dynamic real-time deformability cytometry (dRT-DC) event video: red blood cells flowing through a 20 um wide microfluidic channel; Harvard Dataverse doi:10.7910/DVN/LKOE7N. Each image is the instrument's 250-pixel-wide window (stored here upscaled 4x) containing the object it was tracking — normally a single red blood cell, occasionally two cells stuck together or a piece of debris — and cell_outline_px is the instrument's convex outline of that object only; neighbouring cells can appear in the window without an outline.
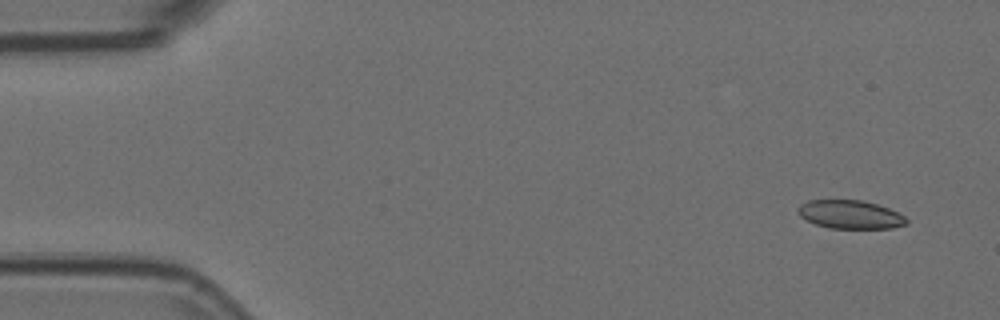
{"species": "Egyptian fruit bat (a non-hibernating species)", "species_latin": "Rousettus aegyptiacus", "temperature_condition": "room temperature", "stored_images_in_passage": 7, "camera_frame_rate_fps": 3000, "um_per_image_px": 0.085, "animal": {"sex": "female"}, "frame": {"image": 1, "passage_image": 1, "time_ms": 0.0, "image_size_px": [1000, 320], "cell_outline_px": [[908, 224], [892, 228], [828, 228], [816, 224], [800, 216], [796, 208], [800, 204], [808, 200], [864, 200], [900, 212], [908, 220]], "centroid_in_image_um": [72.29, 18.23], "position_along_channel_um": 12.7, "area_um2": 18.09}}
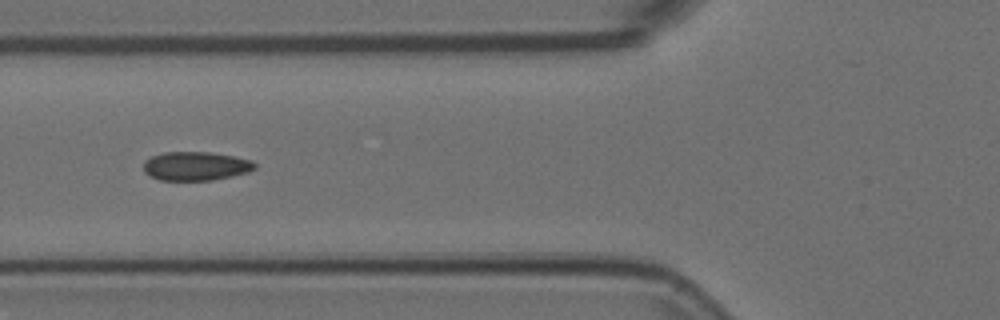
{"frame": {"image": 2, "passage_image": 6, "time_ms": 1.667, "image_size_px": [1000, 320], "cell_outline_px": [[256, 168], [248, 172], [232, 176], [212, 180], [160, 180], [144, 172], [144, 160], [152, 156], [164, 152], [212, 152], [252, 160], [256, 164]], "centroid_in_image_um": [16.65, 14.11], "position_along_channel_um": 109.2, "area_um2": 18.67}}
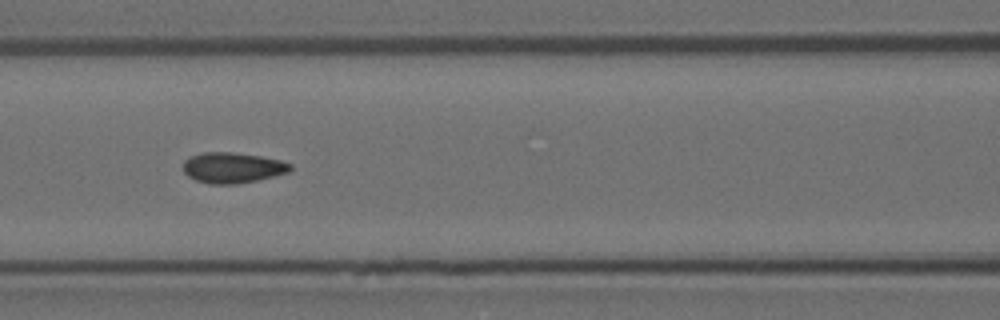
{"frame": {"image": 3, "passage_image": 7, "time_ms": 2.0, "image_size_px": [1000, 320], "cell_outline_px": [[292, 168], [288, 172], [256, 180], [236, 184], [208, 184], [196, 180], [188, 176], [184, 172], [184, 160], [192, 156], [204, 152], [228, 152], [260, 156], [280, 160], [292, 164]], "centroid_in_image_um": [19.76, 14.26], "position_along_channel_um": 146.8, "area_um2": 18.9}}